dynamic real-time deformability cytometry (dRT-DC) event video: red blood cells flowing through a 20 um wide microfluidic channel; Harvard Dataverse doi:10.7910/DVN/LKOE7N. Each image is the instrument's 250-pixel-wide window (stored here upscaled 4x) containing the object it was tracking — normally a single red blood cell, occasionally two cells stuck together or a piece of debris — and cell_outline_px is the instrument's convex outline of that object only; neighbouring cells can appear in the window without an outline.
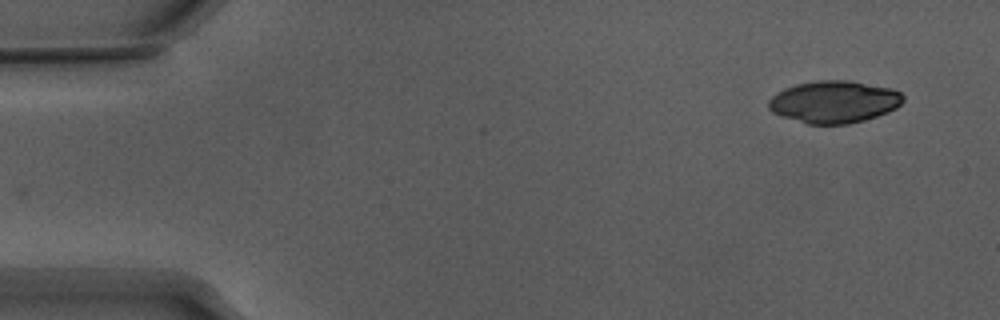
{"species": "Egyptian fruit bat (a non-hibernating species)", "species_latin": "Rousettus aegyptiacus", "temperature_condition": "warm", "stored_images_in_passage": 50, "camera_frame_rate_fps": 3000, "um_per_image_px": 0.085, "animal": {"sex": "male"}, "frame": {"image": 1, "passage_image": 1, "time_ms": 0.0, "image_size_px": [1000, 320], "cell_outline_px": [[904, 100], [896, 108], [888, 112], [864, 120], [848, 124], [808, 124], [772, 112], [768, 108], [768, 100], [776, 92], [784, 88], [796, 84], [816, 80], [848, 80], [892, 88], [900, 92], [904, 96]], "centroid_in_image_um": [70.9, 8.64], "position_along_channel_um": 14.1, "area_um2": 33.12}}